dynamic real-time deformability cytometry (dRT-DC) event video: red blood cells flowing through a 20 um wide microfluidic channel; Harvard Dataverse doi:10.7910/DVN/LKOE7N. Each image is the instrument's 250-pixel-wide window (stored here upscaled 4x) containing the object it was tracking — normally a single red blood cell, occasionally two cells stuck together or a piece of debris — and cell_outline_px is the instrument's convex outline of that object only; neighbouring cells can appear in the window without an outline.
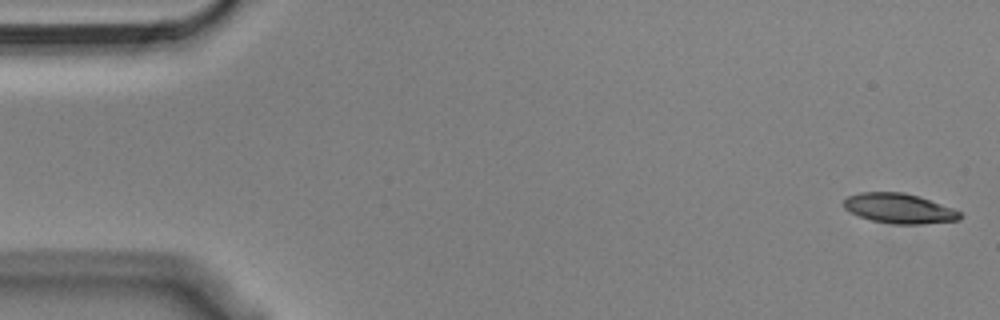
{"species": "Egyptian fruit bat (a non-hibernating species)", "species_latin": "Rousettus aegyptiacus", "temperature_condition": "cold", "stored_images_in_passage": 55, "camera_frame_rate_fps": 3000, "um_per_image_px": 0.085, "animal": {"sex": "male"}, "frame": {"image": 1, "passage_image": 1, "time_ms": 0.0, "image_size_px": [1000, 320], "cell_outline_px": [[960, 220], [920, 224], [892, 224], [872, 220], [860, 216], [844, 208], [844, 200], [848, 196], [860, 192], [904, 192], [920, 196], [952, 208], [960, 212]], "centroid_in_image_um": [76.43, 17.71], "position_along_channel_um": 8.6, "area_um2": 20.11}}
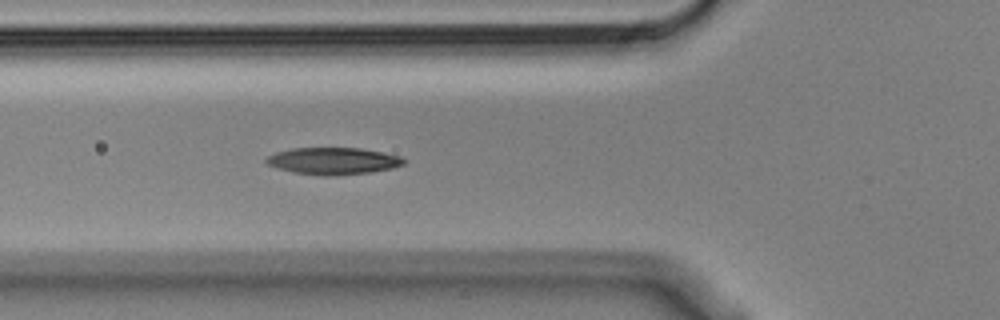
{"frame": {"image": 2, "passage_image": 19, "time_ms": 6.0, "image_size_px": [1000, 320], "cell_outline_px": [[408, 160], [404, 164], [392, 168], [372, 172], [328, 176], [324, 176], [296, 172], [280, 168], [268, 164], [264, 160], [268, 156], [276, 152], [292, 148], [360, 148], [400, 156]], "centroid_in_image_um": [28.36, 13.68], "position_along_channel_um": 97.4, "area_um2": 21.39}}
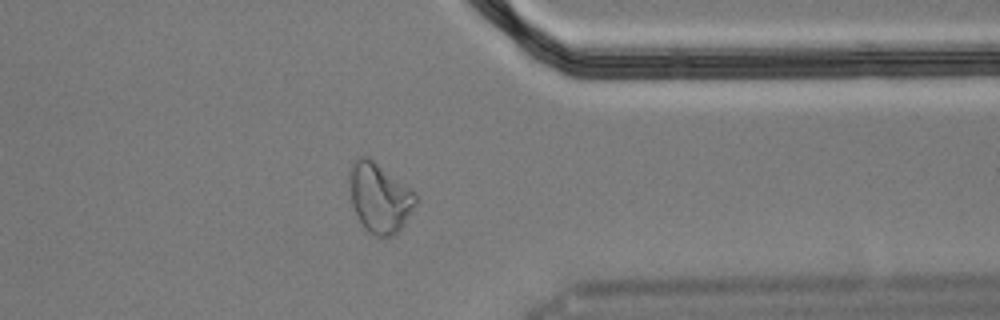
{"frame": {"image": 3, "passage_image": 43, "time_ms": 14.0, "image_size_px": [1000, 320], "cell_outline_px": [[416, 204], [400, 228], [392, 236], [376, 236], [368, 232], [364, 228], [352, 204], [348, 176], [348, 172], [352, 164], [360, 156], [368, 156], [416, 192]], "centroid_in_image_um": [32.24, 16.78], "position_along_channel_um": 379.2, "area_um2": 26.59}, "authors_computed_cell_mechanics": {"area_um2": 21.386, "velocity_mm_per_s": 3.6102, "shape_relaxation_time_tau1_ms": 6.9164, "shape_relaxation_time_tau2_ms": 3.5077, "deformation_change_tau1": 0.2337, "deformation_change_tau2": 0.1104}}